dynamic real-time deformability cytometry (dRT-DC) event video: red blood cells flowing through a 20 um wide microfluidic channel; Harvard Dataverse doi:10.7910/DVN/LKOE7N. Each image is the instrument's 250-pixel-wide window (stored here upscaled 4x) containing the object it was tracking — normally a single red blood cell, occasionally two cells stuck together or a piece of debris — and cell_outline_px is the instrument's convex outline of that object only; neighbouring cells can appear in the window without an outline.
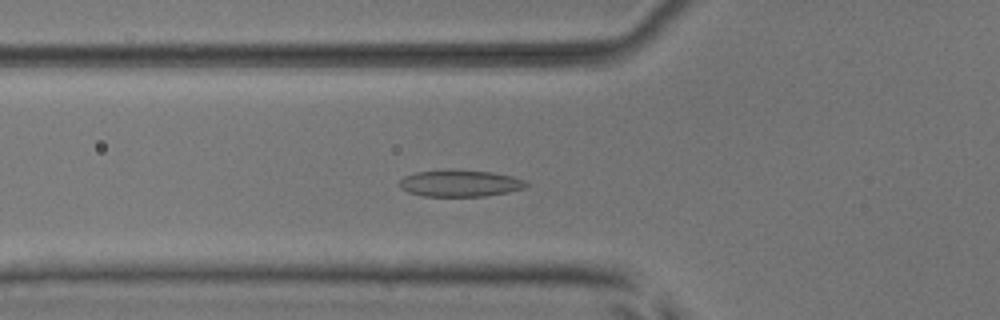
{"species": "common noctule bat (a hibernating species)", "species_latin": "Nyctalus noctula", "temperature_condition": "room temperature", "stored_images_in_passage": 41, "camera_frame_rate_fps": 3000, "um_per_image_px": 0.085, "animal": {"sex": "male", "body_mass_g": 17.9, "forearm_length_mm": 54.2}, "frame": {"image": 1, "passage_image": 12, "time_ms": 3.667, "image_size_px": [1000, 320], "cell_outline_px": [[528, 184], [524, 188], [508, 192], [484, 196], [424, 196], [408, 192], [400, 188], [396, 184], [404, 176], [416, 172], [448, 168], [492, 172], [512, 176], [524, 180]], "centroid_in_image_um": [39.05, 15.56], "position_along_channel_um": 86.8, "area_um2": 20.06}}
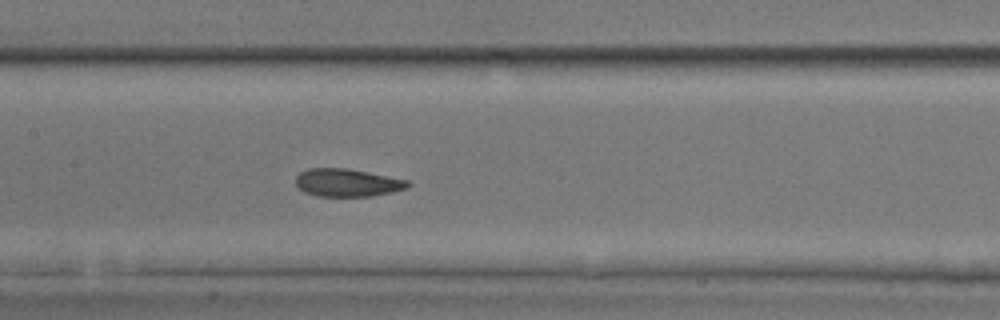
{"frame": {"image": 2, "passage_image": 19, "time_ms": 6.0, "image_size_px": [1000, 320], "cell_outline_px": [[412, 184], [408, 188], [392, 192], [372, 196], [316, 196], [304, 192], [296, 184], [296, 176], [300, 172], [308, 168], [348, 168], [408, 180]], "centroid_in_image_um": [29.53, 15.52], "position_along_channel_um": 177.9, "area_um2": 18.26}}
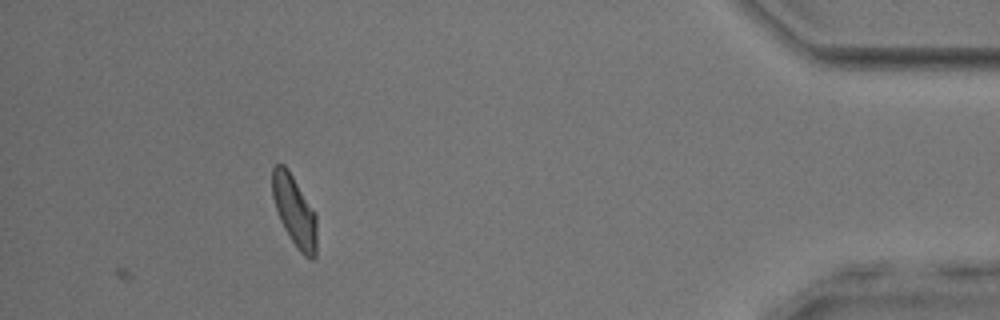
{"frame": {"image": 3, "passage_image": 41, "time_ms": 13.333, "image_size_px": [1000, 320], "cell_outline_px": [[316, 256], [312, 260], [304, 256], [296, 248], [284, 228], [280, 220], [272, 196], [272, 168], [276, 164], [284, 164], [288, 168], [316, 212]], "centroid_in_image_um": [25.04, 17.93], "position_along_channel_um": 410.2, "area_um2": 18.55}}